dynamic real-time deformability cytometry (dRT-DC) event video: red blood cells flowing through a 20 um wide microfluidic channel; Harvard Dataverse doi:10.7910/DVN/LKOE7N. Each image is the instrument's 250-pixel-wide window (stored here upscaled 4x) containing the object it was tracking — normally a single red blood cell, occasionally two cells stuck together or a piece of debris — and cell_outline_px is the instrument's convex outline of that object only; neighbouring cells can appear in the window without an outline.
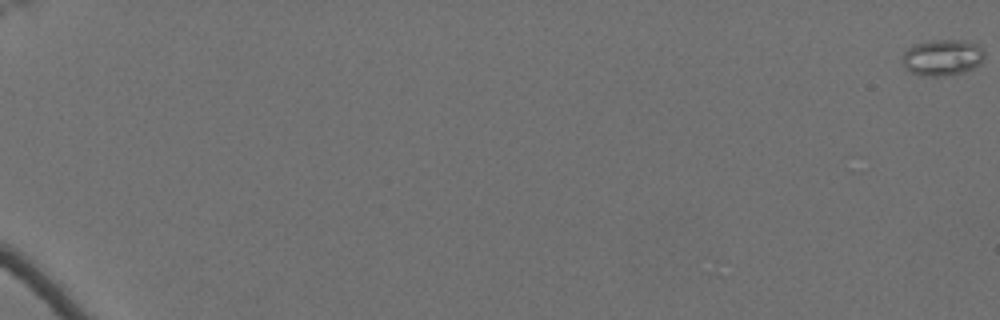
{"species": "Egyptian fruit bat (a non-hibernating species)", "species_latin": "Rousettus aegyptiacus", "temperature_condition": "cold", "stored_images_in_passage": 11, "camera_frame_rate_fps": 3000, "um_per_image_px": 0.085, "animal": {"sex": "female"}, "frame": {"image": 1, "passage_image": 1, "time_ms": 0.0, "image_size_px": [1000, 320], "cell_outline_px": [[984, 56], [980, 64], [964, 72], [944, 76], [920, 76], [904, 68], [904, 52], [908, 48], [916, 44], [932, 40], [956, 40], [976, 44], [984, 52]], "centroid_in_image_um": [80.09, 4.9], "position_along_channel_um": 4.9, "area_um2": 17.05}}